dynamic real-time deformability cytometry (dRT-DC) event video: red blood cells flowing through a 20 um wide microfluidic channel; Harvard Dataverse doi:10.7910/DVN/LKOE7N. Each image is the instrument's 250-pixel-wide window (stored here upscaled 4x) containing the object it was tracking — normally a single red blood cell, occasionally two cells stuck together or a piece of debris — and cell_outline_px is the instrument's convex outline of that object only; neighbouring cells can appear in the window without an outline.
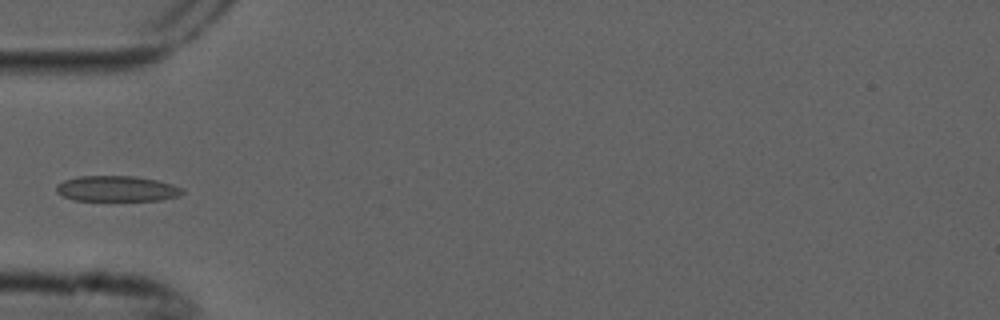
{"species": "common noctule bat (a hibernating species)", "species_latin": "Nyctalus noctula", "temperature_condition": "cold", "stored_images_in_passage": 4, "camera_frame_rate_fps": 3000, "um_per_image_px": 0.085, "animal": {"sex": "male", "forearm_length_mm": 52.5}, "frame": {"image": 1, "passage_image": 4, "time_ms": 1.0, "image_size_px": [1000, 320], "cell_outline_px": [[184, 192], [176, 196], [160, 200], [72, 200], [56, 192], [56, 184], [64, 180], [80, 176], [136, 176], [156, 180], [172, 184], [184, 188]], "centroid_in_image_um": [9.91, 16.03], "position_along_channel_um": 75.1, "area_um2": 18.73}}